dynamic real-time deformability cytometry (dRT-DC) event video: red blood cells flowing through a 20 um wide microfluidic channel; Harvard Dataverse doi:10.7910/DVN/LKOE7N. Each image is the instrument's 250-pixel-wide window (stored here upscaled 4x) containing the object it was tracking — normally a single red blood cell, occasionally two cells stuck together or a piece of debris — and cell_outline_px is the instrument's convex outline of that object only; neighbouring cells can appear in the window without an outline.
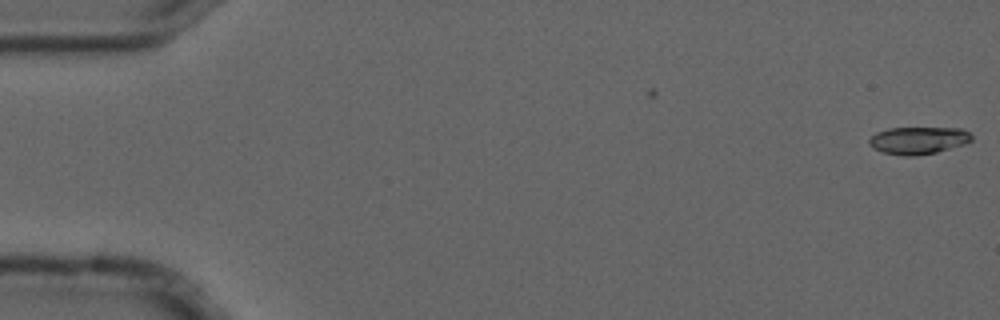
{"species": "common noctule bat (a hibernating species)", "species_latin": "Nyctalus noctula", "temperature_condition": "cold", "stored_images_in_passage": 6, "segment_of_instrument_passage": [1, 2], "camera_frame_rate_fps": 3000, "um_per_image_px": 0.085, "animal": {"sex": "male", "forearm_length_mm": 52.5}, "frame": {"image": 1, "passage_image": 1, "time_ms": 0.0, "image_size_px": [1000, 320], "cell_outline_px": [[972, 140], [964, 144], [936, 152], [916, 156], [904, 156], [880, 152], [872, 148], [868, 144], [868, 140], [876, 132], [888, 128], [964, 128], [972, 136]], "centroid_in_image_um": [78.02, 11.93], "position_along_channel_um": 7.0, "area_um2": 16.47}}
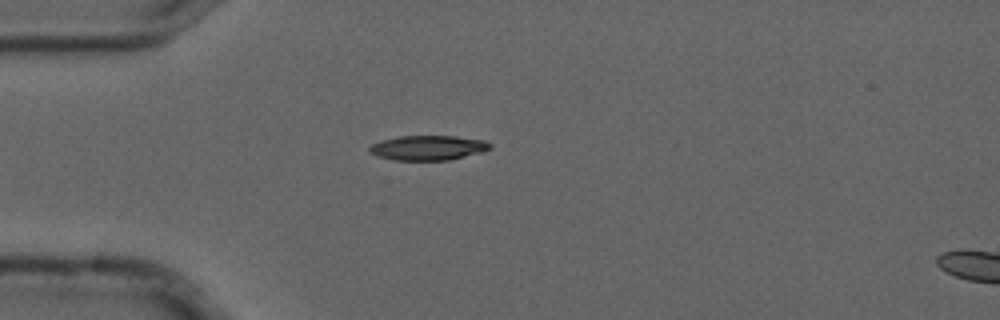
{"frame": {"image": 2, "passage_image": 5, "time_ms": 1.333, "image_size_px": [1000, 320], "cell_outline_px": [[492, 148], [484, 152], [448, 160], [396, 160], [376, 156], [368, 152], [368, 148], [372, 144], [380, 140], [400, 136], [456, 136], [484, 140], [492, 144]], "centroid_in_image_um": [36.39, 12.56], "position_along_channel_um": 48.6, "area_um2": 17.57}}